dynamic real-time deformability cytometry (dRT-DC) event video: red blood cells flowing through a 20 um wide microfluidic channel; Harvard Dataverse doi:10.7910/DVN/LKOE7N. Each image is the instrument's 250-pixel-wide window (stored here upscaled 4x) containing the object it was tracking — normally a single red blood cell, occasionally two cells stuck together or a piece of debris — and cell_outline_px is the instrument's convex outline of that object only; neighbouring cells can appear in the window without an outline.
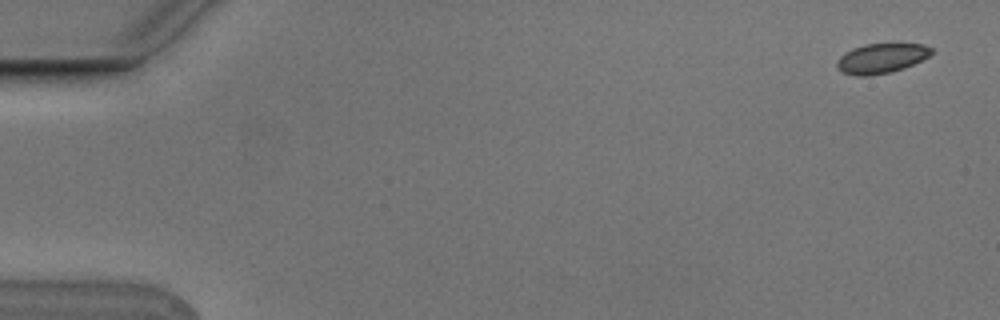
{"species": "Egyptian fruit bat (a non-hibernating species)", "species_latin": "Rousettus aegyptiacus", "temperature_condition": "cold", "stored_images_in_passage": 9, "camera_frame_rate_fps": 3000, "um_per_image_px": 0.085, "animal": {"sex": "male"}, "frame": {"image": 1, "passage_image": 1, "time_ms": 0.0, "image_size_px": [1000, 320], "cell_outline_px": [[932, 52], [928, 56], [904, 68], [892, 72], [868, 76], [856, 76], [844, 72], [836, 68], [836, 60], [840, 56], [852, 48], [864, 44], [924, 44], [932, 48]], "centroid_in_image_um": [74.87, 4.96], "position_along_channel_um": 10.1, "area_um2": 16.36}}
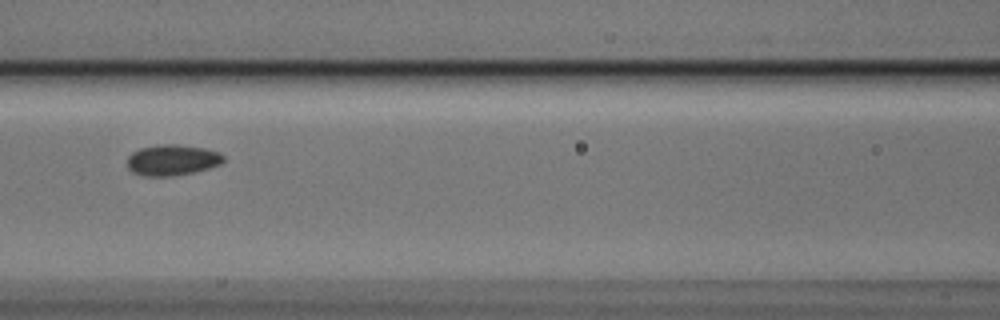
{"frame": {"image": 2, "passage_image": 7, "time_ms": 2.0, "image_size_px": [1000, 320], "cell_outline_px": [[224, 160], [220, 164], [208, 168], [192, 172], [172, 176], [144, 176], [132, 172], [128, 168], [128, 156], [132, 152], [140, 148], [160, 144], [176, 144], [204, 148], [220, 152], [224, 156]], "centroid_in_image_um": [14.63, 13.59], "position_along_channel_um": 152.0, "area_um2": 17.28}}
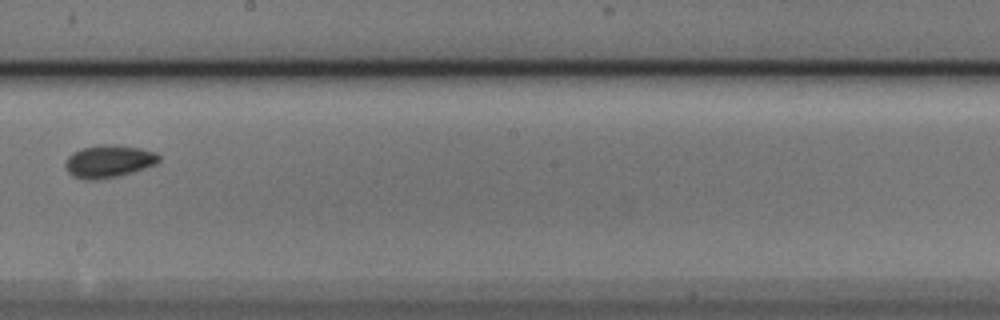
{"frame": {"image": 3, "passage_image": 9, "time_ms": 2.667, "image_size_px": [1000, 320], "cell_outline_px": [[160, 160], [156, 164], [120, 176], [96, 180], [84, 180], [72, 176], [68, 172], [64, 164], [68, 156], [72, 152], [84, 148], [100, 144], [116, 144], [140, 148], [156, 152], [160, 156]], "centroid_in_image_um": [9.23, 13.71], "position_along_channel_um": 239.0, "area_um2": 17.98}}